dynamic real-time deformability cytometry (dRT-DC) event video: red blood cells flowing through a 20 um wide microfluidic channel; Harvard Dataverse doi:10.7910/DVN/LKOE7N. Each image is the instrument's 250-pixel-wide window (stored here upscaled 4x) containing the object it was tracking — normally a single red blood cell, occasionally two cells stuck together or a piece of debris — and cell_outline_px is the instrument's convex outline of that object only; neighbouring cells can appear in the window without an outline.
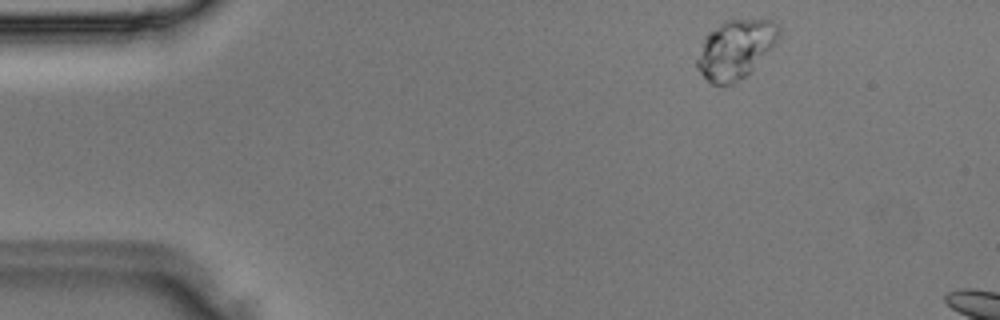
{"species": "Egyptian fruit bat (a non-hibernating species)", "species_latin": "Rousettus aegyptiacus", "temperature_condition": "room temperature", "stored_images_in_passage": 2, "camera_frame_rate_fps": 3000, "um_per_image_px": 0.085, "animal": {"sex": "male"}, "frame": {"image": 1, "passage_image": 1, "time_ms": 0.0, "image_size_px": [1000, 320], "cell_outline_px": [[780, 36], [752, 68], [744, 76], [732, 84], [712, 84], [700, 72], [696, 64], [696, 60], [704, 36], [708, 32], [724, 20], [776, 20], [780, 24]], "centroid_in_image_um": [62.49, 4.14], "position_along_channel_um": 22.5, "area_um2": 27.57}}